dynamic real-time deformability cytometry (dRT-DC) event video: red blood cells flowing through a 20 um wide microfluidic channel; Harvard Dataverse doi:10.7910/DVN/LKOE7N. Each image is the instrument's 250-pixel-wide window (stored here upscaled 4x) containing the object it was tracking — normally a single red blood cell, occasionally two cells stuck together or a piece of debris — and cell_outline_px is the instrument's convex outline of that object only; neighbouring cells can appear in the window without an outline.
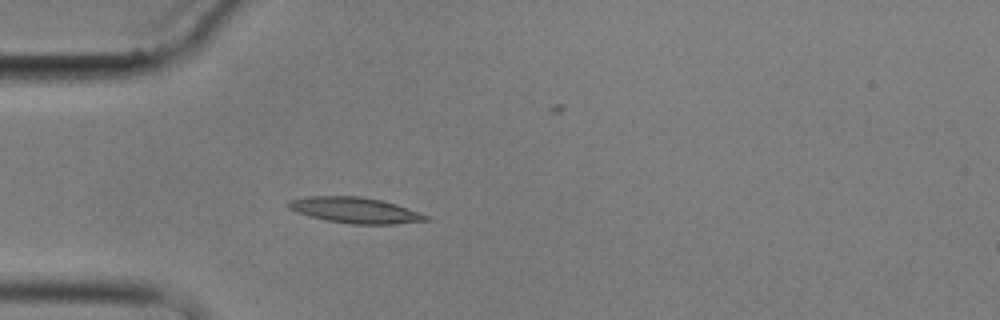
{"species": "common noctule bat (a hibernating species)", "species_latin": "Nyctalus noctula", "temperature_condition": "cold", "stored_images_in_passage": 5, "camera_frame_rate_fps": 3000, "um_per_image_px": 0.085, "animal": {"sex": "male", "body_mass_g": 17.9}, "frame": {"image": 1, "passage_image": 5, "time_ms": 5.0, "image_size_px": [1000, 320], "cell_outline_px": [[432, 220], [396, 224], [352, 224], [328, 220], [296, 212], [288, 208], [288, 200], [308, 196], [360, 196], [380, 200], [396, 204], [428, 216]], "centroid_in_image_um": [30.19, 17.86], "position_along_channel_um": 54.8, "area_um2": 20.46}}